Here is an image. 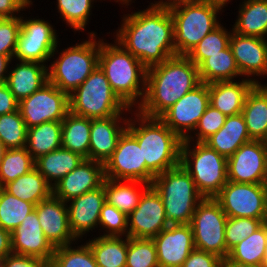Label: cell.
I'll list each match as a JSON object with an SVG mask.
<instances>
[{
	"instance_id": "1",
	"label": "cell",
	"mask_w": 267,
	"mask_h": 267,
	"mask_svg": "<svg viewBox=\"0 0 267 267\" xmlns=\"http://www.w3.org/2000/svg\"><path fill=\"white\" fill-rule=\"evenodd\" d=\"M149 4L143 10L123 14L112 38L147 69L176 56L174 23L169 9L153 2Z\"/></svg>"
},
{
	"instance_id": "2",
	"label": "cell",
	"mask_w": 267,
	"mask_h": 267,
	"mask_svg": "<svg viewBox=\"0 0 267 267\" xmlns=\"http://www.w3.org/2000/svg\"><path fill=\"white\" fill-rule=\"evenodd\" d=\"M200 83L198 67L187 56L170 57L147 69L145 96L136 110L143 116L159 118Z\"/></svg>"
},
{
	"instance_id": "3",
	"label": "cell",
	"mask_w": 267,
	"mask_h": 267,
	"mask_svg": "<svg viewBox=\"0 0 267 267\" xmlns=\"http://www.w3.org/2000/svg\"><path fill=\"white\" fill-rule=\"evenodd\" d=\"M127 131L138 141L146 168L154 176L180 165L183 140L160 118L146 117L133 110Z\"/></svg>"
},
{
	"instance_id": "4",
	"label": "cell",
	"mask_w": 267,
	"mask_h": 267,
	"mask_svg": "<svg viewBox=\"0 0 267 267\" xmlns=\"http://www.w3.org/2000/svg\"><path fill=\"white\" fill-rule=\"evenodd\" d=\"M100 38L98 66L104 72L112 90L132 109L143 102L146 92L147 68L119 42Z\"/></svg>"
},
{
	"instance_id": "5",
	"label": "cell",
	"mask_w": 267,
	"mask_h": 267,
	"mask_svg": "<svg viewBox=\"0 0 267 267\" xmlns=\"http://www.w3.org/2000/svg\"><path fill=\"white\" fill-rule=\"evenodd\" d=\"M88 34V40L67 46L60 52L57 50L60 47L58 43L59 46L57 45L50 57V60H55L48 65V82L68 95L78 88L98 66L100 38L94 31ZM56 53L59 54L58 57Z\"/></svg>"
},
{
	"instance_id": "6",
	"label": "cell",
	"mask_w": 267,
	"mask_h": 267,
	"mask_svg": "<svg viewBox=\"0 0 267 267\" xmlns=\"http://www.w3.org/2000/svg\"><path fill=\"white\" fill-rule=\"evenodd\" d=\"M133 110L112 90L99 66L69 94V111L82 117L98 119L130 116L128 114H131Z\"/></svg>"
},
{
	"instance_id": "7",
	"label": "cell",
	"mask_w": 267,
	"mask_h": 267,
	"mask_svg": "<svg viewBox=\"0 0 267 267\" xmlns=\"http://www.w3.org/2000/svg\"><path fill=\"white\" fill-rule=\"evenodd\" d=\"M151 185L162 198L169 224H190L204 197L183 166L180 164L156 175Z\"/></svg>"
},
{
	"instance_id": "8",
	"label": "cell",
	"mask_w": 267,
	"mask_h": 267,
	"mask_svg": "<svg viewBox=\"0 0 267 267\" xmlns=\"http://www.w3.org/2000/svg\"><path fill=\"white\" fill-rule=\"evenodd\" d=\"M180 164L204 198H214L228 182L227 158L204 142L183 141Z\"/></svg>"
},
{
	"instance_id": "9",
	"label": "cell",
	"mask_w": 267,
	"mask_h": 267,
	"mask_svg": "<svg viewBox=\"0 0 267 267\" xmlns=\"http://www.w3.org/2000/svg\"><path fill=\"white\" fill-rule=\"evenodd\" d=\"M223 8L217 3L203 1L169 9L174 23L176 55L187 56L208 33L218 27Z\"/></svg>"
},
{
	"instance_id": "10",
	"label": "cell",
	"mask_w": 267,
	"mask_h": 267,
	"mask_svg": "<svg viewBox=\"0 0 267 267\" xmlns=\"http://www.w3.org/2000/svg\"><path fill=\"white\" fill-rule=\"evenodd\" d=\"M227 216L214 198H204L195 209L190 226L195 249L227 258L225 227Z\"/></svg>"
},
{
	"instance_id": "11",
	"label": "cell",
	"mask_w": 267,
	"mask_h": 267,
	"mask_svg": "<svg viewBox=\"0 0 267 267\" xmlns=\"http://www.w3.org/2000/svg\"><path fill=\"white\" fill-rule=\"evenodd\" d=\"M23 14L25 13L20 16L21 28L13 60L38 62L48 66L46 63L50 62V57L60 42L57 30L47 20L23 17Z\"/></svg>"
},
{
	"instance_id": "12",
	"label": "cell",
	"mask_w": 267,
	"mask_h": 267,
	"mask_svg": "<svg viewBox=\"0 0 267 267\" xmlns=\"http://www.w3.org/2000/svg\"><path fill=\"white\" fill-rule=\"evenodd\" d=\"M214 199L227 217L267 219V183L228 181Z\"/></svg>"
},
{
	"instance_id": "13",
	"label": "cell",
	"mask_w": 267,
	"mask_h": 267,
	"mask_svg": "<svg viewBox=\"0 0 267 267\" xmlns=\"http://www.w3.org/2000/svg\"><path fill=\"white\" fill-rule=\"evenodd\" d=\"M105 178L141 181L152 184L155 176L146 168L142 148L126 130L120 137L112 156L104 164Z\"/></svg>"
},
{
	"instance_id": "14",
	"label": "cell",
	"mask_w": 267,
	"mask_h": 267,
	"mask_svg": "<svg viewBox=\"0 0 267 267\" xmlns=\"http://www.w3.org/2000/svg\"><path fill=\"white\" fill-rule=\"evenodd\" d=\"M18 110L27 128L62 121L69 112V95L51 83L19 101Z\"/></svg>"
},
{
	"instance_id": "15",
	"label": "cell",
	"mask_w": 267,
	"mask_h": 267,
	"mask_svg": "<svg viewBox=\"0 0 267 267\" xmlns=\"http://www.w3.org/2000/svg\"><path fill=\"white\" fill-rule=\"evenodd\" d=\"M208 105V84L201 82L159 118L182 140H185L194 132Z\"/></svg>"
},
{
	"instance_id": "16",
	"label": "cell",
	"mask_w": 267,
	"mask_h": 267,
	"mask_svg": "<svg viewBox=\"0 0 267 267\" xmlns=\"http://www.w3.org/2000/svg\"><path fill=\"white\" fill-rule=\"evenodd\" d=\"M127 219L129 238L152 239L170 225L162 198L152 185L144 191L138 206Z\"/></svg>"
},
{
	"instance_id": "17",
	"label": "cell",
	"mask_w": 267,
	"mask_h": 267,
	"mask_svg": "<svg viewBox=\"0 0 267 267\" xmlns=\"http://www.w3.org/2000/svg\"><path fill=\"white\" fill-rule=\"evenodd\" d=\"M227 178L237 183H267V147L262 140L242 145L227 158Z\"/></svg>"
},
{
	"instance_id": "18",
	"label": "cell",
	"mask_w": 267,
	"mask_h": 267,
	"mask_svg": "<svg viewBox=\"0 0 267 267\" xmlns=\"http://www.w3.org/2000/svg\"><path fill=\"white\" fill-rule=\"evenodd\" d=\"M229 47L240 74L261 84L259 77L263 79L267 76V39L244 36L232 31Z\"/></svg>"
},
{
	"instance_id": "19",
	"label": "cell",
	"mask_w": 267,
	"mask_h": 267,
	"mask_svg": "<svg viewBox=\"0 0 267 267\" xmlns=\"http://www.w3.org/2000/svg\"><path fill=\"white\" fill-rule=\"evenodd\" d=\"M159 267H182L195 249L190 224H170L153 237Z\"/></svg>"
},
{
	"instance_id": "20",
	"label": "cell",
	"mask_w": 267,
	"mask_h": 267,
	"mask_svg": "<svg viewBox=\"0 0 267 267\" xmlns=\"http://www.w3.org/2000/svg\"><path fill=\"white\" fill-rule=\"evenodd\" d=\"M35 210L44 235L54 248L78 241L70 229L66 202L52 194L35 205Z\"/></svg>"
},
{
	"instance_id": "21",
	"label": "cell",
	"mask_w": 267,
	"mask_h": 267,
	"mask_svg": "<svg viewBox=\"0 0 267 267\" xmlns=\"http://www.w3.org/2000/svg\"><path fill=\"white\" fill-rule=\"evenodd\" d=\"M105 180L104 164L84 159L76 168L58 181L53 188V195L64 202L95 190Z\"/></svg>"
},
{
	"instance_id": "22",
	"label": "cell",
	"mask_w": 267,
	"mask_h": 267,
	"mask_svg": "<svg viewBox=\"0 0 267 267\" xmlns=\"http://www.w3.org/2000/svg\"><path fill=\"white\" fill-rule=\"evenodd\" d=\"M105 202L104 185L66 202L70 229L80 239L78 242L81 243L84 236L99 227L100 212Z\"/></svg>"
},
{
	"instance_id": "23",
	"label": "cell",
	"mask_w": 267,
	"mask_h": 267,
	"mask_svg": "<svg viewBox=\"0 0 267 267\" xmlns=\"http://www.w3.org/2000/svg\"><path fill=\"white\" fill-rule=\"evenodd\" d=\"M128 121V116L91 119L88 159L105 164L127 130Z\"/></svg>"
},
{
	"instance_id": "24",
	"label": "cell",
	"mask_w": 267,
	"mask_h": 267,
	"mask_svg": "<svg viewBox=\"0 0 267 267\" xmlns=\"http://www.w3.org/2000/svg\"><path fill=\"white\" fill-rule=\"evenodd\" d=\"M12 252L41 258L50 263L55 248L46 239L36 210L11 232Z\"/></svg>"
},
{
	"instance_id": "25",
	"label": "cell",
	"mask_w": 267,
	"mask_h": 267,
	"mask_svg": "<svg viewBox=\"0 0 267 267\" xmlns=\"http://www.w3.org/2000/svg\"><path fill=\"white\" fill-rule=\"evenodd\" d=\"M255 85L248 78L210 83L209 104L226 116L242 113L247 94Z\"/></svg>"
},
{
	"instance_id": "26",
	"label": "cell",
	"mask_w": 267,
	"mask_h": 267,
	"mask_svg": "<svg viewBox=\"0 0 267 267\" xmlns=\"http://www.w3.org/2000/svg\"><path fill=\"white\" fill-rule=\"evenodd\" d=\"M15 61L14 67L9 65L6 84L20 101L48 83V66L38 62Z\"/></svg>"
},
{
	"instance_id": "27",
	"label": "cell",
	"mask_w": 267,
	"mask_h": 267,
	"mask_svg": "<svg viewBox=\"0 0 267 267\" xmlns=\"http://www.w3.org/2000/svg\"><path fill=\"white\" fill-rule=\"evenodd\" d=\"M252 141L242 113L227 116L224 125L204 143L220 155L229 158L242 145Z\"/></svg>"
},
{
	"instance_id": "28",
	"label": "cell",
	"mask_w": 267,
	"mask_h": 267,
	"mask_svg": "<svg viewBox=\"0 0 267 267\" xmlns=\"http://www.w3.org/2000/svg\"><path fill=\"white\" fill-rule=\"evenodd\" d=\"M242 114L252 140H263L267 134V83L256 84L247 94Z\"/></svg>"
},
{
	"instance_id": "29",
	"label": "cell",
	"mask_w": 267,
	"mask_h": 267,
	"mask_svg": "<svg viewBox=\"0 0 267 267\" xmlns=\"http://www.w3.org/2000/svg\"><path fill=\"white\" fill-rule=\"evenodd\" d=\"M241 2L232 31L244 36L266 39L267 0H242Z\"/></svg>"
},
{
	"instance_id": "30",
	"label": "cell",
	"mask_w": 267,
	"mask_h": 267,
	"mask_svg": "<svg viewBox=\"0 0 267 267\" xmlns=\"http://www.w3.org/2000/svg\"><path fill=\"white\" fill-rule=\"evenodd\" d=\"M103 185L106 202L128 216L138 206L141 196L151 184L105 178Z\"/></svg>"
},
{
	"instance_id": "31",
	"label": "cell",
	"mask_w": 267,
	"mask_h": 267,
	"mask_svg": "<svg viewBox=\"0 0 267 267\" xmlns=\"http://www.w3.org/2000/svg\"><path fill=\"white\" fill-rule=\"evenodd\" d=\"M85 158L63 147L35 159V168L53 187Z\"/></svg>"
},
{
	"instance_id": "32",
	"label": "cell",
	"mask_w": 267,
	"mask_h": 267,
	"mask_svg": "<svg viewBox=\"0 0 267 267\" xmlns=\"http://www.w3.org/2000/svg\"><path fill=\"white\" fill-rule=\"evenodd\" d=\"M98 236V237H97ZM86 241L90 246L98 267H125L128 251V236H101Z\"/></svg>"
},
{
	"instance_id": "33",
	"label": "cell",
	"mask_w": 267,
	"mask_h": 267,
	"mask_svg": "<svg viewBox=\"0 0 267 267\" xmlns=\"http://www.w3.org/2000/svg\"><path fill=\"white\" fill-rule=\"evenodd\" d=\"M90 129V118L78 116L69 111L62 120V147L88 159Z\"/></svg>"
},
{
	"instance_id": "34",
	"label": "cell",
	"mask_w": 267,
	"mask_h": 267,
	"mask_svg": "<svg viewBox=\"0 0 267 267\" xmlns=\"http://www.w3.org/2000/svg\"><path fill=\"white\" fill-rule=\"evenodd\" d=\"M198 71L200 81L206 84L243 78L229 46L218 54L210 55L205 59L198 66Z\"/></svg>"
},
{
	"instance_id": "35",
	"label": "cell",
	"mask_w": 267,
	"mask_h": 267,
	"mask_svg": "<svg viewBox=\"0 0 267 267\" xmlns=\"http://www.w3.org/2000/svg\"><path fill=\"white\" fill-rule=\"evenodd\" d=\"M3 188L17 198L35 205L53 194L52 186L36 168L6 184Z\"/></svg>"
},
{
	"instance_id": "36",
	"label": "cell",
	"mask_w": 267,
	"mask_h": 267,
	"mask_svg": "<svg viewBox=\"0 0 267 267\" xmlns=\"http://www.w3.org/2000/svg\"><path fill=\"white\" fill-rule=\"evenodd\" d=\"M62 121H49L27 129L26 149L34 159L62 147Z\"/></svg>"
},
{
	"instance_id": "37",
	"label": "cell",
	"mask_w": 267,
	"mask_h": 267,
	"mask_svg": "<svg viewBox=\"0 0 267 267\" xmlns=\"http://www.w3.org/2000/svg\"><path fill=\"white\" fill-rule=\"evenodd\" d=\"M267 244V222L246 239L235 245L228 254L231 261L261 266Z\"/></svg>"
},
{
	"instance_id": "38",
	"label": "cell",
	"mask_w": 267,
	"mask_h": 267,
	"mask_svg": "<svg viewBox=\"0 0 267 267\" xmlns=\"http://www.w3.org/2000/svg\"><path fill=\"white\" fill-rule=\"evenodd\" d=\"M35 210V204L21 200L0 187V227L12 232Z\"/></svg>"
},
{
	"instance_id": "39",
	"label": "cell",
	"mask_w": 267,
	"mask_h": 267,
	"mask_svg": "<svg viewBox=\"0 0 267 267\" xmlns=\"http://www.w3.org/2000/svg\"><path fill=\"white\" fill-rule=\"evenodd\" d=\"M35 168V159L26 147L7 149L0 164V187Z\"/></svg>"
},
{
	"instance_id": "40",
	"label": "cell",
	"mask_w": 267,
	"mask_h": 267,
	"mask_svg": "<svg viewBox=\"0 0 267 267\" xmlns=\"http://www.w3.org/2000/svg\"><path fill=\"white\" fill-rule=\"evenodd\" d=\"M77 243L56 247L49 267H98L90 246Z\"/></svg>"
},
{
	"instance_id": "41",
	"label": "cell",
	"mask_w": 267,
	"mask_h": 267,
	"mask_svg": "<svg viewBox=\"0 0 267 267\" xmlns=\"http://www.w3.org/2000/svg\"><path fill=\"white\" fill-rule=\"evenodd\" d=\"M57 12L60 19L74 32L80 33L85 31L89 23V17L92 16V8L94 1L97 0H56ZM102 1V0H100ZM105 1V0H103Z\"/></svg>"
},
{
	"instance_id": "42",
	"label": "cell",
	"mask_w": 267,
	"mask_h": 267,
	"mask_svg": "<svg viewBox=\"0 0 267 267\" xmlns=\"http://www.w3.org/2000/svg\"><path fill=\"white\" fill-rule=\"evenodd\" d=\"M231 30L220 24L208 33L187 55V57L198 67L210 55L218 54L229 46Z\"/></svg>"
},
{
	"instance_id": "43",
	"label": "cell",
	"mask_w": 267,
	"mask_h": 267,
	"mask_svg": "<svg viewBox=\"0 0 267 267\" xmlns=\"http://www.w3.org/2000/svg\"><path fill=\"white\" fill-rule=\"evenodd\" d=\"M27 129L19 110L0 115V139L7 149L26 147Z\"/></svg>"
},
{
	"instance_id": "44",
	"label": "cell",
	"mask_w": 267,
	"mask_h": 267,
	"mask_svg": "<svg viewBox=\"0 0 267 267\" xmlns=\"http://www.w3.org/2000/svg\"><path fill=\"white\" fill-rule=\"evenodd\" d=\"M125 267H159L154 241L147 238H129Z\"/></svg>"
},
{
	"instance_id": "45",
	"label": "cell",
	"mask_w": 267,
	"mask_h": 267,
	"mask_svg": "<svg viewBox=\"0 0 267 267\" xmlns=\"http://www.w3.org/2000/svg\"><path fill=\"white\" fill-rule=\"evenodd\" d=\"M267 219H255L247 217H227L225 227V241L227 246V257L229 251L242 240L246 239L258 228H260Z\"/></svg>"
},
{
	"instance_id": "46",
	"label": "cell",
	"mask_w": 267,
	"mask_h": 267,
	"mask_svg": "<svg viewBox=\"0 0 267 267\" xmlns=\"http://www.w3.org/2000/svg\"><path fill=\"white\" fill-rule=\"evenodd\" d=\"M99 230H104L101 236L127 237V215L105 202L100 212Z\"/></svg>"
},
{
	"instance_id": "47",
	"label": "cell",
	"mask_w": 267,
	"mask_h": 267,
	"mask_svg": "<svg viewBox=\"0 0 267 267\" xmlns=\"http://www.w3.org/2000/svg\"><path fill=\"white\" fill-rule=\"evenodd\" d=\"M226 117L225 114L209 104L194 132L183 141L205 142L224 125Z\"/></svg>"
},
{
	"instance_id": "48",
	"label": "cell",
	"mask_w": 267,
	"mask_h": 267,
	"mask_svg": "<svg viewBox=\"0 0 267 267\" xmlns=\"http://www.w3.org/2000/svg\"><path fill=\"white\" fill-rule=\"evenodd\" d=\"M20 28V16L0 18V54L9 55L13 58Z\"/></svg>"
},
{
	"instance_id": "49",
	"label": "cell",
	"mask_w": 267,
	"mask_h": 267,
	"mask_svg": "<svg viewBox=\"0 0 267 267\" xmlns=\"http://www.w3.org/2000/svg\"><path fill=\"white\" fill-rule=\"evenodd\" d=\"M182 267H223V259L213 253L194 249Z\"/></svg>"
},
{
	"instance_id": "50",
	"label": "cell",
	"mask_w": 267,
	"mask_h": 267,
	"mask_svg": "<svg viewBox=\"0 0 267 267\" xmlns=\"http://www.w3.org/2000/svg\"><path fill=\"white\" fill-rule=\"evenodd\" d=\"M5 267H49V262L34 256L12 252L5 257Z\"/></svg>"
},
{
	"instance_id": "51",
	"label": "cell",
	"mask_w": 267,
	"mask_h": 267,
	"mask_svg": "<svg viewBox=\"0 0 267 267\" xmlns=\"http://www.w3.org/2000/svg\"><path fill=\"white\" fill-rule=\"evenodd\" d=\"M32 5V0H0V18L21 16L20 11H26V8L30 10Z\"/></svg>"
},
{
	"instance_id": "52",
	"label": "cell",
	"mask_w": 267,
	"mask_h": 267,
	"mask_svg": "<svg viewBox=\"0 0 267 267\" xmlns=\"http://www.w3.org/2000/svg\"><path fill=\"white\" fill-rule=\"evenodd\" d=\"M19 101L12 94L6 83L0 84V115L18 110Z\"/></svg>"
},
{
	"instance_id": "53",
	"label": "cell",
	"mask_w": 267,
	"mask_h": 267,
	"mask_svg": "<svg viewBox=\"0 0 267 267\" xmlns=\"http://www.w3.org/2000/svg\"><path fill=\"white\" fill-rule=\"evenodd\" d=\"M12 253L11 232L0 227V257Z\"/></svg>"
},
{
	"instance_id": "54",
	"label": "cell",
	"mask_w": 267,
	"mask_h": 267,
	"mask_svg": "<svg viewBox=\"0 0 267 267\" xmlns=\"http://www.w3.org/2000/svg\"><path fill=\"white\" fill-rule=\"evenodd\" d=\"M203 2L202 0H158L154 1V4L163 8L171 9L184 4H194Z\"/></svg>"
},
{
	"instance_id": "55",
	"label": "cell",
	"mask_w": 267,
	"mask_h": 267,
	"mask_svg": "<svg viewBox=\"0 0 267 267\" xmlns=\"http://www.w3.org/2000/svg\"><path fill=\"white\" fill-rule=\"evenodd\" d=\"M14 61L9 55L0 54V84L6 83L8 68Z\"/></svg>"
},
{
	"instance_id": "56",
	"label": "cell",
	"mask_w": 267,
	"mask_h": 267,
	"mask_svg": "<svg viewBox=\"0 0 267 267\" xmlns=\"http://www.w3.org/2000/svg\"><path fill=\"white\" fill-rule=\"evenodd\" d=\"M223 267H261L253 264H243L231 261L228 257L223 260Z\"/></svg>"
},
{
	"instance_id": "57",
	"label": "cell",
	"mask_w": 267,
	"mask_h": 267,
	"mask_svg": "<svg viewBox=\"0 0 267 267\" xmlns=\"http://www.w3.org/2000/svg\"><path fill=\"white\" fill-rule=\"evenodd\" d=\"M202 1L217 3L223 6L224 8L227 6V4H229V2H231V0H202Z\"/></svg>"
},
{
	"instance_id": "58",
	"label": "cell",
	"mask_w": 267,
	"mask_h": 267,
	"mask_svg": "<svg viewBox=\"0 0 267 267\" xmlns=\"http://www.w3.org/2000/svg\"><path fill=\"white\" fill-rule=\"evenodd\" d=\"M135 1L136 0H114V2H118V4L120 5H125V6H127V7H125V8H128V6H131L132 5V3H135ZM110 2H111V0H110Z\"/></svg>"
},
{
	"instance_id": "59",
	"label": "cell",
	"mask_w": 267,
	"mask_h": 267,
	"mask_svg": "<svg viewBox=\"0 0 267 267\" xmlns=\"http://www.w3.org/2000/svg\"><path fill=\"white\" fill-rule=\"evenodd\" d=\"M6 150L7 148L5 147L4 143L0 139V164H1L2 158L4 157Z\"/></svg>"
},
{
	"instance_id": "60",
	"label": "cell",
	"mask_w": 267,
	"mask_h": 267,
	"mask_svg": "<svg viewBox=\"0 0 267 267\" xmlns=\"http://www.w3.org/2000/svg\"><path fill=\"white\" fill-rule=\"evenodd\" d=\"M261 267H267V244H266V248H265V252H264V259H263V262L261 264Z\"/></svg>"
},
{
	"instance_id": "61",
	"label": "cell",
	"mask_w": 267,
	"mask_h": 267,
	"mask_svg": "<svg viewBox=\"0 0 267 267\" xmlns=\"http://www.w3.org/2000/svg\"><path fill=\"white\" fill-rule=\"evenodd\" d=\"M0 267H5V258L0 257Z\"/></svg>"
},
{
	"instance_id": "62",
	"label": "cell",
	"mask_w": 267,
	"mask_h": 267,
	"mask_svg": "<svg viewBox=\"0 0 267 267\" xmlns=\"http://www.w3.org/2000/svg\"><path fill=\"white\" fill-rule=\"evenodd\" d=\"M262 142H263L264 145L267 147V134H266V136L264 137V139L262 140Z\"/></svg>"
}]
</instances>
